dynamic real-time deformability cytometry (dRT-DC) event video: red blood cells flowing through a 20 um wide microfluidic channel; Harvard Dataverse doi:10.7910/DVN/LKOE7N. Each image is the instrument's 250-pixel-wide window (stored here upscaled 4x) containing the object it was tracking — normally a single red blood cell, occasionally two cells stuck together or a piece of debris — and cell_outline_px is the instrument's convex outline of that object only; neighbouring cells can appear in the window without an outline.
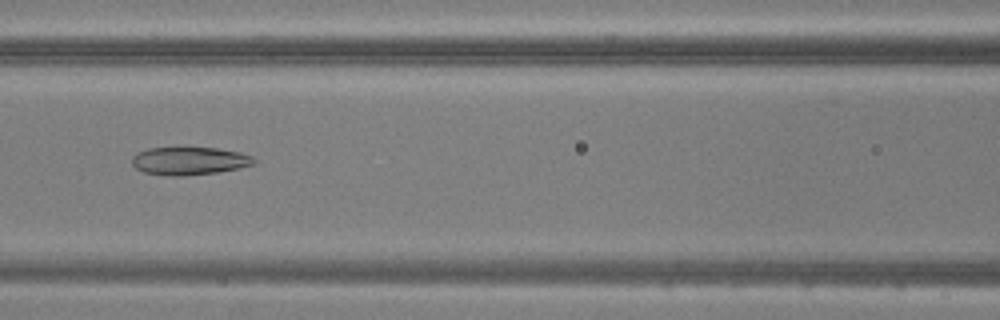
{"species": "common noctule bat (a hibernating species)", "species_latin": "Nyctalus noctula", "temperature_condition": "warm", "stored_images_in_passage": 49, "camera_frame_rate_fps": 3000, "um_per_image_px": 0.085, "animal": {"sex": "male", "body_mass_g": 20.5, "forearm_length_mm": 52.5}, "frame": {"image": 1, "passage_image": 22, "time_ms": 7.0, "image_size_px": [1000, 320], "cell_outline_px": [[256, 164], [216, 172], [184, 176], [168, 176], [144, 172], [136, 168], [132, 164], [132, 156], [136, 152], [148, 148], [184, 144], [216, 148], [240, 152], [252, 156], [256, 160]], "centroid_in_image_um": [16.05, 13.62], "position_along_channel_um": 150.6, "area_um2": 20.81}}
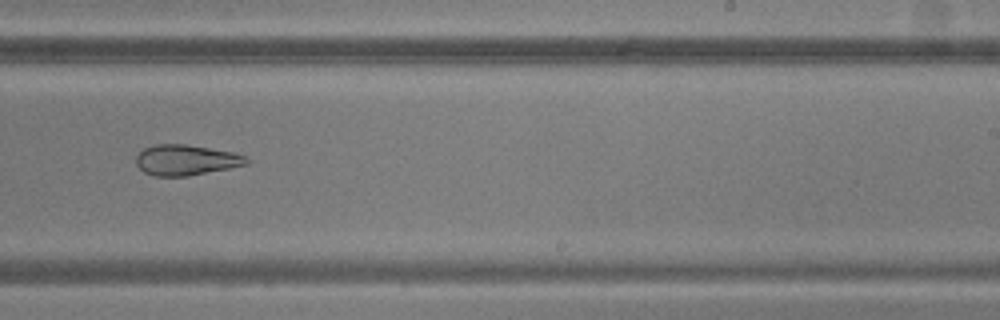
{"frame": {"image": 2, "passage_image": 31, "time_ms": 10.0, "image_size_px": [1000, 320], "cell_outline_px": [[248, 164], [188, 176], [152, 176], [144, 172], [136, 164], [136, 156], [144, 148], [156, 144], [184, 144], [232, 152], [244, 156], [248, 160]], "centroid_in_image_um": [15.76, 13.61], "position_along_channel_um": 273.2, "area_um2": 19.42}}
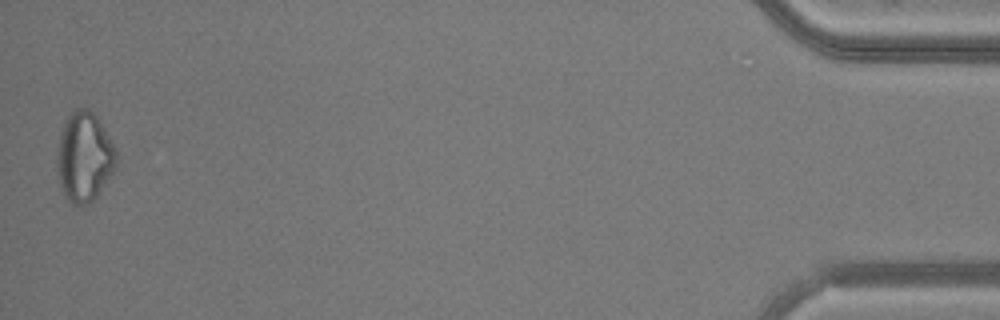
{"frame": {"image": 3, "passage_image": 49, "time_ms": 16.0, "image_size_px": [1000, 320], "cell_outline_px": [[116, 160], [112, 172], [96, 196], [88, 204], [72, 204], [64, 196], [60, 188], [56, 168], [56, 152], [60, 136], [64, 124], [68, 116], [76, 108], [88, 108], [96, 116], [116, 148]], "centroid_in_image_um": [7.12, 13.34], "position_along_channel_um": 428.1, "area_um2": 30.69}}